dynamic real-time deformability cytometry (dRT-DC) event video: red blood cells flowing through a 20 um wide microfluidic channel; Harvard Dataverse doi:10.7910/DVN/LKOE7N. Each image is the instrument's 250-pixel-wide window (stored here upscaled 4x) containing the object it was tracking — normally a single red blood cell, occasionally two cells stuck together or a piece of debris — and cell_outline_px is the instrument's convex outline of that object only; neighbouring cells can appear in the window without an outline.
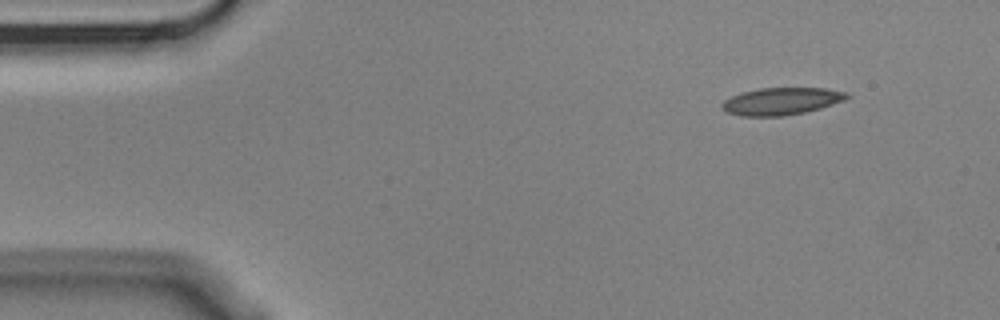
{"species": "Egyptian fruit bat (a non-hibernating species)", "species_latin": "Rousettus aegyptiacus", "temperature_condition": "cold", "stored_images_in_passage": 3, "camera_frame_rate_fps": 3000, "um_per_image_px": 0.085, "animal": {"sex": "male"}, "frame": {"image": 1, "passage_image": 1, "time_ms": 0.0, "image_size_px": [1000, 320], "cell_outline_px": [[852, 96], [844, 100], [820, 108], [804, 112], [784, 116], [740, 116], [728, 112], [720, 108], [720, 104], [724, 100], [732, 96], [744, 92], [760, 88], [824, 88], [848, 92]], "centroid_in_image_um": [66.42, 8.6], "position_along_channel_um": 18.6, "area_um2": 19.83}}